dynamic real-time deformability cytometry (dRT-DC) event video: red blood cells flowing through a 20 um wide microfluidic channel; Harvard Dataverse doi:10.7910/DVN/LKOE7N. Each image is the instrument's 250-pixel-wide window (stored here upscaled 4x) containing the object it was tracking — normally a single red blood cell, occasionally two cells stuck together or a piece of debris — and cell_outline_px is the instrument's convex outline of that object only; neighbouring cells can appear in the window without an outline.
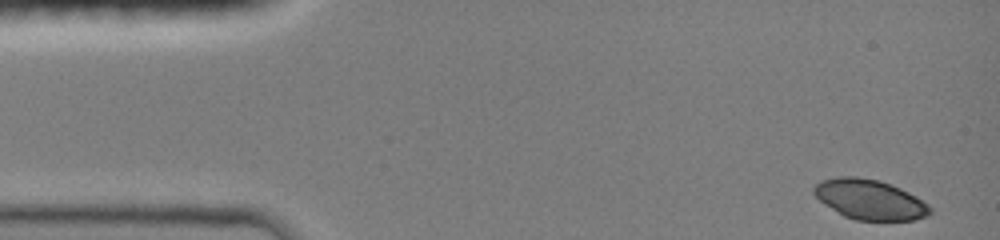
{"species": "common noctule bat (a hibernating species)", "species_latin": "Nyctalus noctula", "temperature_condition": "room temperature", "stored_images_in_passage": 5, "camera_frame_rate_fps": 3000, "um_per_image_px": 0.085, "animal": {"sex": "female", "body_mass_g": 19.0, "forearm_length_mm": 51.5}, "frame": {"image": 1, "passage_image": 1, "time_ms": 0.0, "image_size_px": [1000, 240], "cell_outline_px": [[932, 212], [928, 216], [916, 220], [856, 220], [844, 216], [824, 204], [812, 192], [812, 188], [820, 180], [840, 176], [856, 176], [876, 180], [900, 188], [916, 196], [928, 204], [932, 208]], "centroid_in_image_um": [73.93, 16.96], "position_along_channel_um": 11.1, "area_um2": 27.05}}